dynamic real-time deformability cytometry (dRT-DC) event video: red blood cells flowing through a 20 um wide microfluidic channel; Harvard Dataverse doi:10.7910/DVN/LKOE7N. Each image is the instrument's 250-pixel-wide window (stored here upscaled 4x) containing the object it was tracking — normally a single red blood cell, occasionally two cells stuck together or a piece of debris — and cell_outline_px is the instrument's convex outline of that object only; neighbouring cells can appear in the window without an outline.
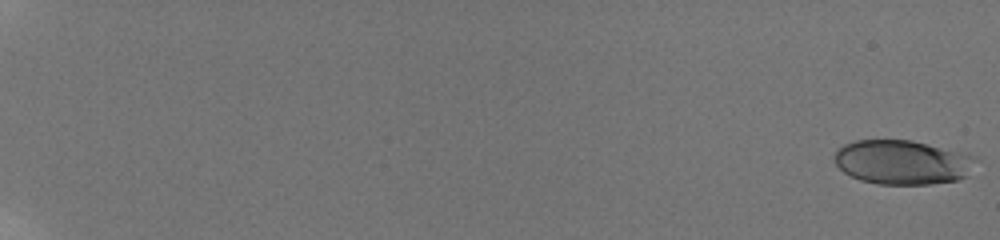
{"species": "human", "species_latin": "Homo sapiens", "temperature_condition": "room temperature", "stored_images_in_passage": 14, "camera_frame_rate_fps": 3000, "um_per_image_px": 0.085, "donor": {"sex": "male"}, "frame": {"image": 1, "passage_image": 1, "time_ms": 0.0, "image_size_px": [1000, 240], "cell_outline_px": [[980, 160], [968, 176], [960, 180], [932, 184], [880, 184], [860, 180], [844, 172], [836, 164], [832, 156], [836, 148], [844, 144], [856, 140], [912, 140], [968, 152], [976, 156]], "centroid_in_image_um": [76.79, 13.78], "position_along_channel_um": 8.2, "area_um2": 37.45}}
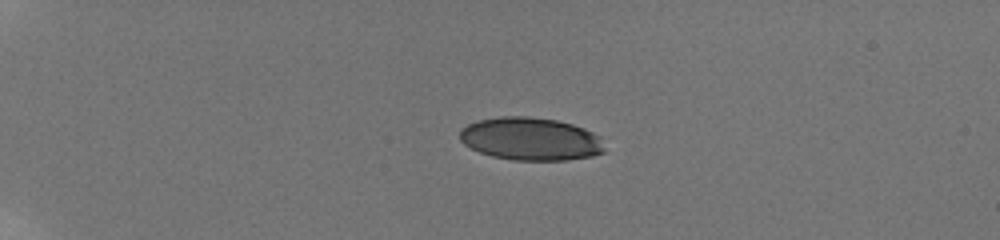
{"frame": {"image": 2, "passage_image": 9, "time_ms": 5.333, "image_size_px": [1000, 240], "cell_outline_px": [[604, 152], [592, 156], [568, 160], [512, 160], [492, 156], [480, 152], [464, 144], [460, 140], [460, 128], [476, 120], [500, 116], [528, 116], [556, 120], [572, 124], [584, 128], [600, 136], [604, 148]], "centroid_in_image_um": [45.09, 11.8], "position_along_channel_um": 39.9, "area_um2": 36.36}}
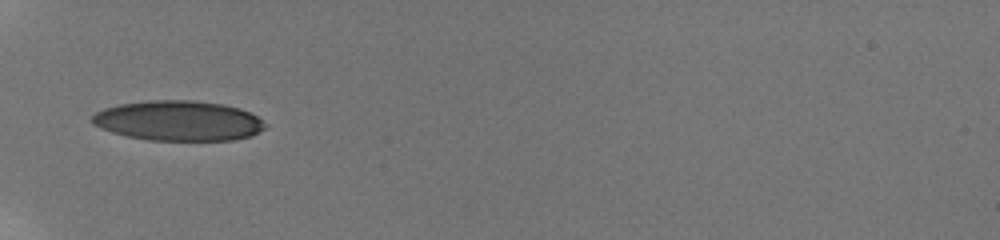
{"frame": {"image": 3, "passage_image": 12, "time_ms": 8.0, "image_size_px": [1000, 240], "cell_outline_px": [[264, 128], [252, 136], [232, 140], [148, 140], [124, 136], [100, 128], [92, 124], [92, 116], [96, 112], [104, 108], [120, 104], [148, 100], [192, 100], [224, 104], [240, 108], [256, 116], [264, 124]], "centroid_in_image_um": [15.13, 10.26], "position_along_channel_um": 69.9, "area_um2": 40.4}}